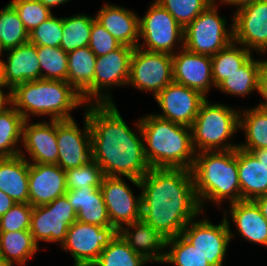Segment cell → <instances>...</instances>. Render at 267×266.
<instances>
[{
    "label": "cell",
    "instance_id": "1",
    "mask_svg": "<svg viewBox=\"0 0 267 266\" xmlns=\"http://www.w3.org/2000/svg\"><path fill=\"white\" fill-rule=\"evenodd\" d=\"M85 109L91 129L92 160L102 168L104 176H124L140 189L139 180L151 169L144 154L140 120L135 122L137 134L125 123L114 102L90 103Z\"/></svg>",
    "mask_w": 267,
    "mask_h": 266
},
{
    "label": "cell",
    "instance_id": "2",
    "mask_svg": "<svg viewBox=\"0 0 267 266\" xmlns=\"http://www.w3.org/2000/svg\"><path fill=\"white\" fill-rule=\"evenodd\" d=\"M139 181L141 219L166 240L180 235L203 212L189 169L151 168Z\"/></svg>",
    "mask_w": 267,
    "mask_h": 266
},
{
    "label": "cell",
    "instance_id": "3",
    "mask_svg": "<svg viewBox=\"0 0 267 266\" xmlns=\"http://www.w3.org/2000/svg\"><path fill=\"white\" fill-rule=\"evenodd\" d=\"M139 120L145 142L144 154L151 168L192 169L196 152L191 127L152 113Z\"/></svg>",
    "mask_w": 267,
    "mask_h": 266
},
{
    "label": "cell",
    "instance_id": "4",
    "mask_svg": "<svg viewBox=\"0 0 267 266\" xmlns=\"http://www.w3.org/2000/svg\"><path fill=\"white\" fill-rule=\"evenodd\" d=\"M195 193L203 210L204 199L218 205L241 201L237 149L196 153L191 169Z\"/></svg>",
    "mask_w": 267,
    "mask_h": 266
},
{
    "label": "cell",
    "instance_id": "5",
    "mask_svg": "<svg viewBox=\"0 0 267 266\" xmlns=\"http://www.w3.org/2000/svg\"><path fill=\"white\" fill-rule=\"evenodd\" d=\"M84 104L82 95L67 81L39 79L12 89V105L24 120L31 115H49V120L72 119L70 111Z\"/></svg>",
    "mask_w": 267,
    "mask_h": 266
},
{
    "label": "cell",
    "instance_id": "6",
    "mask_svg": "<svg viewBox=\"0 0 267 266\" xmlns=\"http://www.w3.org/2000/svg\"><path fill=\"white\" fill-rule=\"evenodd\" d=\"M239 114L224 104H210L206 98L191 126L195 152L237 149L239 144L227 142L239 129Z\"/></svg>",
    "mask_w": 267,
    "mask_h": 266
},
{
    "label": "cell",
    "instance_id": "7",
    "mask_svg": "<svg viewBox=\"0 0 267 266\" xmlns=\"http://www.w3.org/2000/svg\"><path fill=\"white\" fill-rule=\"evenodd\" d=\"M214 1L184 28L183 46L187 50L213 56L233 42V26L219 16Z\"/></svg>",
    "mask_w": 267,
    "mask_h": 266
},
{
    "label": "cell",
    "instance_id": "8",
    "mask_svg": "<svg viewBox=\"0 0 267 266\" xmlns=\"http://www.w3.org/2000/svg\"><path fill=\"white\" fill-rule=\"evenodd\" d=\"M139 38L144 41V44L142 42L138 45L139 48L173 55L176 52V43L179 47H184V28L154 0L147 13L139 18Z\"/></svg>",
    "mask_w": 267,
    "mask_h": 266
},
{
    "label": "cell",
    "instance_id": "9",
    "mask_svg": "<svg viewBox=\"0 0 267 266\" xmlns=\"http://www.w3.org/2000/svg\"><path fill=\"white\" fill-rule=\"evenodd\" d=\"M117 234L114 226L102 227L76 221L69 226L66 238L59 246L71 254L74 266H92Z\"/></svg>",
    "mask_w": 267,
    "mask_h": 266
},
{
    "label": "cell",
    "instance_id": "10",
    "mask_svg": "<svg viewBox=\"0 0 267 266\" xmlns=\"http://www.w3.org/2000/svg\"><path fill=\"white\" fill-rule=\"evenodd\" d=\"M172 82V55L134 48L127 86L133 85L140 91H151L155 97Z\"/></svg>",
    "mask_w": 267,
    "mask_h": 266
},
{
    "label": "cell",
    "instance_id": "11",
    "mask_svg": "<svg viewBox=\"0 0 267 266\" xmlns=\"http://www.w3.org/2000/svg\"><path fill=\"white\" fill-rule=\"evenodd\" d=\"M227 211L220 224H212L207 217L201 221L191 220L182 230L181 235L193 245L211 266H223L227 246L235 237L230 229Z\"/></svg>",
    "mask_w": 267,
    "mask_h": 266
},
{
    "label": "cell",
    "instance_id": "12",
    "mask_svg": "<svg viewBox=\"0 0 267 266\" xmlns=\"http://www.w3.org/2000/svg\"><path fill=\"white\" fill-rule=\"evenodd\" d=\"M77 221V213L65 196L51 203L33 207L30 229L34 242H57L62 244L70 225Z\"/></svg>",
    "mask_w": 267,
    "mask_h": 266
},
{
    "label": "cell",
    "instance_id": "13",
    "mask_svg": "<svg viewBox=\"0 0 267 266\" xmlns=\"http://www.w3.org/2000/svg\"><path fill=\"white\" fill-rule=\"evenodd\" d=\"M83 130H80L74 118L56 120V138L59 149L57 165L65 171L80 167L92 160L91 129L86 114Z\"/></svg>",
    "mask_w": 267,
    "mask_h": 266
},
{
    "label": "cell",
    "instance_id": "14",
    "mask_svg": "<svg viewBox=\"0 0 267 266\" xmlns=\"http://www.w3.org/2000/svg\"><path fill=\"white\" fill-rule=\"evenodd\" d=\"M232 21L233 41L249 51L267 52V0L242 6L235 11Z\"/></svg>",
    "mask_w": 267,
    "mask_h": 266
},
{
    "label": "cell",
    "instance_id": "15",
    "mask_svg": "<svg viewBox=\"0 0 267 266\" xmlns=\"http://www.w3.org/2000/svg\"><path fill=\"white\" fill-rule=\"evenodd\" d=\"M133 51L134 48L121 45L118 49L97 57L94 72V103H113L110 90L109 92L106 90L114 86L127 85Z\"/></svg>",
    "mask_w": 267,
    "mask_h": 266
},
{
    "label": "cell",
    "instance_id": "16",
    "mask_svg": "<svg viewBox=\"0 0 267 266\" xmlns=\"http://www.w3.org/2000/svg\"><path fill=\"white\" fill-rule=\"evenodd\" d=\"M100 189L111 225L118 231L124 227V224L141 219V194L134 197L131 188L122 180V177L104 176Z\"/></svg>",
    "mask_w": 267,
    "mask_h": 266
},
{
    "label": "cell",
    "instance_id": "17",
    "mask_svg": "<svg viewBox=\"0 0 267 266\" xmlns=\"http://www.w3.org/2000/svg\"><path fill=\"white\" fill-rule=\"evenodd\" d=\"M154 98L162 109L158 117L191 127L207 97L197 90L172 82Z\"/></svg>",
    "mask_w": 267,
    "mask_h": 266
},
{
    "label": "cell",
    "instance_id": "18",
    "mask_svg": "<svg viewBox=\"0 0 267 266\" xmlns=\"http://www.w3.org/2000/svg\"><path fill=\"white\" fill-rule=\"evenodd\" d=\"M172 55L173 82L197 90L205 97L214 86L211 56L186 48Z\"/></svg>",
    "mask_w": 267,
    "mask_h": 266
},
{
    "label": "cell",
    "instance_id": "19",
    "mask_svg": "<svg viewBox=\"0 0 267 266\" xmlns=\"http://www.w3.org/2000/svg\"><path fill=\"white\" fill-rule=\"evenodd\" d=\"M67 192L66 172L57 164L29 163V204L51 203Z\"/></svg>",
    "mask_w": 267,
    "mask_h": 266
},
{
    "label": "cell",
    "instance_id": "20",
    "mask_svg": "<svg viewBox=\"0 0 267 266\" xmlns=\"http://www.w3.org/2000/svg\"><path fill=\"white\" fill-rule=\"evenodd\" d=\"M7 61L0 60V80L13 89L20 83L40 79L37 46L30 42L6 50Z\"/></svg>",
    "mask_w": 267,
    "mask_h": 266
},
{
    "label": "cell",
    "instance_id": "21",
    "mask_svg": "<svg viewBox=\"0 0 267 266\" xmlns=\"http://www.w3.org/2000/svg\"><path fill=\"white\" fill-rule=\"evenodd\" d=\"M25 120L22 127V145L31 157L29 163L57 164L58 144L56 120L30 123Z\"/></svg>",
    "mask_w": 267,
    "mask_h": 266
},
{
    "label": "cell",
    "instance_id": "22",
    "mask_svg": "<svg viewBox=\"0 0 267 266\" xmlns=\"http://www.w3.org/2000/svg\"><path fill=\"white\" fill-rule=\"evenodd\" d=\"M120 45L132 48L139 43V17L119 5L105 3L95 16Z\"/></svg>",
    "mask_w": 267,
    "mask_h": 266
},
{
    "label": "cell",
    "instance_id": "23",
    "mask_svg": "<svg viewBox=\"0 0 267 266\" xmlns=\"http://www.w3.org/2000/svg\"><path fill=\"white\" fill-rule=\"evenodd\" d=\"M124 226L118 233L135 253L148 262H163L166 239L162 235L142 219Z\"/></svg>",
    "mask_w": 267,
    "mask_h": 266
},
{
    "label": "cell",
    "instance_id": "24",
    "mask_svg": "<svg viewBox=\"0 0 267 266\" xmlns=\"http://www.w3.org/2000/svg\"><path fill=\"white\" fill-rule=\"evenodd\" d=\"M0 190L15 203H29V162L24 152L0 158Z\"/></svg>",
    "mask_w": 267,
    "mask_h": 266
},
{
    "label": "cell",
    "instance_id": "25",
    "mask_svg": "<svg viewBox=\"0 0 267 266\" xmlns=\"http://www.w3.org/2000/svg\"><path fill=\"white\" fill-rule=\"evenodd\" d=\"M64 196L77 213V221L102 227L112 226L100 187L67 190Z\"/></svg>",
    "mask_w": 267,
    "mask_h": 266
},
{
    "label": "cell",
    "instance_id": "26",
    "mask_svg": "<svg viewBox=\"0 0 267 266\" xmlns=\"http://www.w3.org/2000/svg\"><path fill=\"white\" fill-rule=\"evenodd\" d=\"M67 57V82L82 95L83 100L87 104L94 103V72L97 59L96 55L87 46L67 53Z\"/></svg>",
    "mask_w": 267,
    "mask_h": 266
},
{
    "label": "cell",
    "instance_id": "27",
    "mask_svg": "<svg viewBox=\"0 0 267 266\" xmlns=\"http://www.w3.org/2000/svg\"><path fill=\"white\" fill-rule=\"evenodd\" d=\"M230 215L237 233L252 243L267 246V220L253 200L229 204Z\"/></svg>",
    "mask_w": 267,
    "mask_h": 266
},
{
    "label": "cell",
    "instance_id": "28",
    "mask_svg": "<svg viewBox=\"0 0 267 266\" xmlns=\"http://www.w3.org/2000/svg\"><path fill=\"white\" fill-rule=\"evenodd\" d=\"M238 177L242 200L267 194V167L252 152L237 148Z\"/></svg>",
    "mask_w": 267,
    "mask_h": 266
},
{
    "label": "cell",
    "instance_id": "29",
    "mask_svg": "<svg viewBox=\"0 0 267 266\" xmlns=\"http://www.w3.org/2000/svg\"><path fill=\"white\" fill-rule=\"evenodd\" d=\"M239 129L245 132L246 141L238 147L252 152L267 149V110L259 107L242 110L239 114Z\"/></svg>",
    "mask_w": 267,
    "mask_h": 266
},
{
    "label": "cell",
    "instance_id": "30",
    "mask_svg": "<svg viewBox=\"0 0 267 266\" xmlns=\"http://www.w3.org/2000/svg\"><path fill=\"white\" fill-rule=\"evenodd\" d=\"M38 246L30 231L0 232V255L12 266L25 265L38 252Z\"/></svg>",
    "mask_w": 267,
    "mask_h": 266
},
{
    "label": "cell",
    "instance_id": "31",
    "mask_svg": "<svg viewBox=\"0 0 267 266\" xmlns=\"http://www.w3.org/2000/svg\"><path fill=\"white\" fill-rule=\"evenodd\" d=\"M263 60L251 57L238 71L229 75L216 88L224 93L245 96L252 91H258L259 74Z\"/></svg>",
    "mask_w": 267,
    "mask_h": 266
},
{
    "label": "cell",
    "instance_id": "32",
    "mask_svg": "<svg viewBox=\"0 0 267 266\" xmlns=\"http://www.w3.org/2000/svg\"><path fill=\"white\" fill-rule=\"evenodd\" d=\"M236 45L238 44L233 41L211 56L212 78L215 87L227 79L229 75L238 71L252 57V51L247 50L242 45L240 47Z\"/></svg>",
    "mask_w": 267,
    "mask_h": 266
},
{
    "label": "cell",
    "instance_id": "33",
    "mask_svg": "<svg viewBox=\"0 0 267 266\" xmlns=\"http://www.w3.org/2000/svg\"><path fill=\"white\" fill-rule=\"evenodd\" d=\"M24 121L13 105L0 112V158L20 155L17 143L22 141Z\"/></svg>",
    "mask_w": 267,
    "mask_h": 266
},
{
    "label": "cell",
    "instance_id": "34",
    "mask_svg": "<svg viewBox=\"0 0 267 266\" xmlns=\"http://www.w3.org/2000/svg\"><path fill=\"white\" fill-rule=\"evenodd\" d=\"M94 19L95 16L91 17L86 14L63 17V36L60 47L65 53L89 45Z\"/></svg>",
    "mask_w": 267,
    "mask_h": 266
},
{
    "label": "cell",
    "instance_id": "35",
    "mask_svg": "<svg viewBox=\"0 0 267 266\" xmlns=\"http://www.w3.org/2000/svg\"><path fill=\"white\" fill-rule=\"evenodd\" d=\"M148 261L135 253L118 233L92 266H143Z\"/></svg>",
    "mask_w": 267,
    "mask_h": 266
},
{
    "label": "cell",
    "instance_id": "36",
    "mask_svg": "<svg viewBox=\"0 0 267 266\" xmlns=\"http://www.w3.org/2000/svg\"><path fill=\"white\" fill-rule=\"evenodd\" d=\"M0 41L5 51L29 42V32L10 3L0 10Z\"/></svg>",
    "mask_w": 267,
    "mask_h": 266
},
{
    "label": "cell",
    "instance_id": "37",
    "mask_svg": "<svg viewBox=\"0 0 267 266\" xmlns=\"http://www.w3.org/2000/svg\"><path fill=\"white\" fill-rule=\"evenodd\" d=\"M165 257L162 263L176 266H211L207 259L181 234L166 240Z\"/></svg>",
    "mask_w": 267,
    "mask_h": 266
},
{
    "label": "cell",
    "instance_id": "38",
    "mask_svg": "<svg viewBox=\"0 0 267 266\" xmlns=\"http://www.w3.org/2000/svg\"><path fill=\"white\" fill-rule=\"evenodd\" d=\"M37 54L40 79L67 81L68 57L61 47L37 46Z\"/></svg>",
    "mask_w": 267,
    "mask_h": 266
},
{
    "label": "cell",
    "instance_id": "39",
    "mask_svg": "<svg viewBox=\"0 0 267 266\" xmlns=\"http://www.w3.org/2000/svg\"><path fill=\"white\" fill-rule=\"evenodd\" d=\"M185 28L215 0H156Z\"/></svg>",
    "mask_w": 267,
    "mask_h": 266
},
{
    "label": "cell",
    "instance_id": "40",
    "mask_svg": "<svg viewBox=\"0 0 267 266\" xmlns=\"http://www.w3.org/2000/svg\"><path fill=\"white\" fill-rule=\"evenodd\" d=\"M65 172L67 190L100 187L104 178L102 168L94 160Z\"/></svg>",
    "mask_w": 267,
    "mask_h": 266
},
{
    "label": "cell",
    "instance_id": "41",
    "mask_svg": "<svg viewBox=\"0 0 267 266\" xmlns=\"http://www.w3.org/2000/svg\"><path fill=\"white\" fill-rule=\"evenodd\" d=\"M63 17L51 16L29 33V42L36 46L60 47Z\"/></svg>",
    "mask_w": 267,
    "mask_h": 266
},
{
    "label": "cell",
    "instance_id": "42",
    "mask_svg": "<svg viewBox=\"0 0 267 266\" xmlns=\"http://www.w3.org/2000/svg\"><path fill=\"white\" fill-rule=\"evenodd\" d=\"M9 3L16 10L29 33L53 15L51 10L38 0H12Z\"/></svg>",
    "mask_w": 267,
    "mask_h": 266
},
{
    "label": "cell",
    "instance_id": "43",
    "mask_svg": "<svg viewBox=\"0 0 267 266\" xmlns=\"http://www.w3.org/2000/svg\"><path fill=\"white\" fill-rule=\"evenodd\" d=\"M33 206L16 203L0 217V232L29 231Z\"/></svg>",
    "mask_w": 267,
    "mask_h": 266
},
{
    "label": "cell",
    "instance_id": "44",
    "mask_svg": "<svg viewBox=\"0 0 267 266\" xmlns=\"http://www.w3.org/2000/svg\"><path fill=\"white\" fill-rule=\"evenodd\" d=\"M121 45L118 41L96 20H93L90 41L88 47L96 57L106 55Z\"/></svg>",
    "mask_w": 267,
    "mask_h": 266
},
{
    "label": "cell",
    "instance_id": "45",
    "mask_svg": "<svg viewBox=\"0 0 267 266\" xmlns=\"http://www.w3.org/2000/svg\"><path fill=\"white\" fill-rule=\"evenodd\" d=\"M258 92L265 99V101H261L257 107L267 110V60H263L260 70Z\"/></svg>",
    "mask_w": 267,
    "mask_h": 266
},
{
    "label": "cell",
    "instance_id": "46",
    "mask_svg": "<svg viewBox=\"0 0 267 266\" xmlns=\"http://www.w3.org/2000/svg\"><path fill=\"white\" fill-rule=\"evenodd\" d=\"M3 88H8L9 92H3ZM12 105V89L8 86H6L1 80H0V112L6 110Z\"/></svg>",
    "mask_w": 267,
    "mask_h": 266
},
{
    "label": "cell",
    "instance_id": "47",
    "mask_svg": "<svg viewBox=\"0 0 267 266\" xmlns=\"http://www.w3.org/2000/svg\"><path fill=\"white\" fill-rule=\"evenodd\" d=\"M15 204L16 203L11 197L7 196L4 192L0 190V217L7 213Z\"/></svg>",
    "mask_w": 267,
    "mask_h": 266
},
{
    "label": "cell",
    "instance_id": "48",
    "mask_svg": "<svg viewBox=\"0 0 267 266\" xmlns=\"http://www.w3.org/2000/svg\"><path fill=\"white\" fill-rule=\"evenodd\" d=\"M253 201L257 204L263 217L267 220V194L259 196Z\"/></svg>",
    "mask_w": 267,
    "mask_h": 266
},
{
    "label": "cell",
    "instance_id": "49",
    "mask_svg": "<svg viewBox=\"0 0 267 266\" xmlns=\"http://www.w3.org/2000/svg\"><path fill=\"white\" fill-rule=\"evenodd\" d=\"M222 4H231L232 6H237V9L245 6L247 4L253 3L256 0H220Z\"/></svg>",
    "mask_w": 267,
    "mask_h": 266
},
{
    "label": "cell",
    "instance_id": "50",
    "mask_svg": "<svg viewBox=\"0 0 267 266\" xmlns=\"http://www.w3.org/2000/svg\"><path fill=\"white\" fill-rule=\"evenodd\" d=\"M255 157L267 167V149H258L252 151Z\"/></svg>",
    "mask_w": 267,
    "mask_h": 266
},
{
    "label": "cell",
    "instance_id": "51",
    "mask_svg": "<svg viewBox=\"0 0 267 266\" xmlns=\"http://www.w3.org/2000/svg\"><path fill=\"white\" fill-rule=\"evenodd\" d=\"M38 1L50 10L52 7L63 5L64 3L69 2V0H38Z\"/></svg>",
    "mask_w": 267,
    "mask_h": 266
},
{
    "label": "cell",
    "instance_id": "52",
    "mask_svg": "<svg viewBox=\"0 0 267 266\" xmlns=\"http://www.w3.org/2000/svg\"><path fill=\"white\" fill-rule=\"evenodd\" d=\"M0 266H12L9 262H7L1 255H0Z\"/></svg>",
    "mask_w": 267,
    "mask_h": 266
},
{
    "label": "cell",
    "instance_id": "53",
    "mask_svg": "<svg viewBox=\"0 0 267 266\" xmlns=\"http://www.w3.org/2000/svg\"><path fill=\"white\" fill-rule=\"evenodd\" d=\"M3 51H5V50L3 49L1 41H0V57H1L2 53H3ZM0 60H1V58H0Z\"/></svg>",
    "mask_w": 267,
    "mask_h": 266
}]
</instances>
